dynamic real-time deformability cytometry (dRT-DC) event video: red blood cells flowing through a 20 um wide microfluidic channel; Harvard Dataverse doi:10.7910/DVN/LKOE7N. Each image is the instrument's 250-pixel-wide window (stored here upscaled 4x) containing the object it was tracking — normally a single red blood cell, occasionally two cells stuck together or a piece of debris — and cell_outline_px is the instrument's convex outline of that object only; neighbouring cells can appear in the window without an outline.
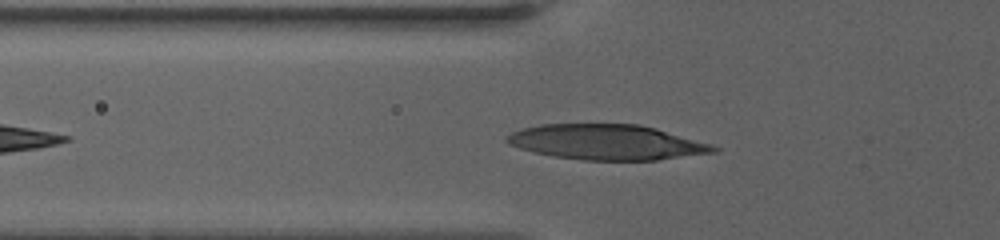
{"species": "human", "species_latin": "Homo sapiens", "temperature_condition": "warm", "stored_images_in_passage": 7, "camera_frame_rate_fps": 3000, "um_per_image_px": 0.085, "donor": {"sex": "female"}, "frame": {"image": 1, "passage_image": 3, "time_ms": 1.333, "image_size_px": [1000, 240], "cell_outline_px": [[720, 148], [716, 152], [656, 160], [584, 160], [552, 156], [532, 152], [508, 144], [504, 140], [504, 136], [520, 128], [540, 124], [640, 124], [656, 128], [712, 144]], "centroid_in_image_um": [51.53, 12.08], "position_along_channel_um": 74.3, "area_um2": 42.66}}
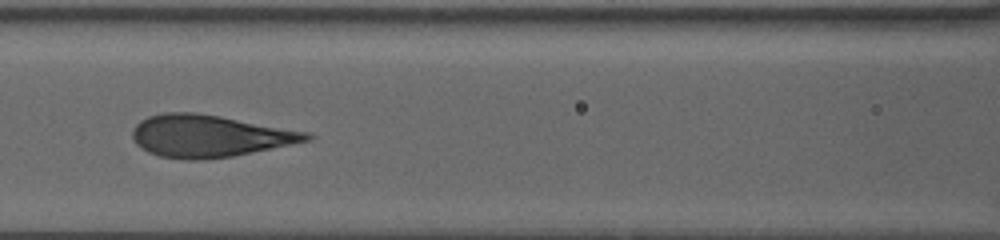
{"frame": {"image": 2, "passage_image": 5, "time_ms": 3.667, "image_size_px": [1000, 240], "cell_outline_px": [[316, 136], [312, 140], [232, 156], [200, 160], [188, 160], [160, 156], [148, 152], [140, 148], [136, 144], [132, 136], [132, 128], [140, 120], [148, 116], [164, 112], [196, 112], [220, 116], [308, 132]], "centroid_in_image_um": [17.77, 11.55], "position_along_channel_um": 148.8, "area_um2": 42.77}}
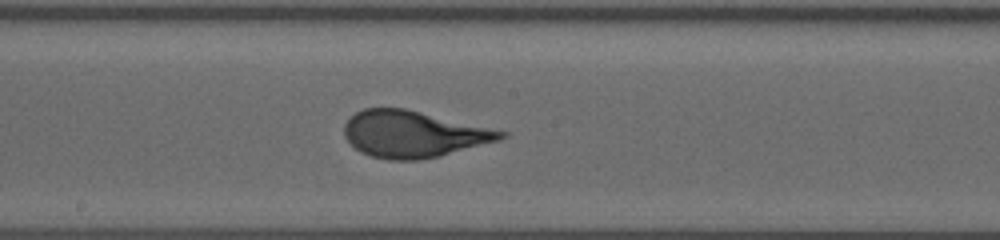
{"frame": {"image": 3, "passage_image": 7, "time_ms": 5.667, "image_size_px": [1000, 240], "cell_outline_px": [[508, 136], [500, 140], [440, 156], [416, 160], [388, 160], [372, 156], [360, 152], [344, 136], [344, 124], [356, 112], [364, 108], [404, 108], [508, 132]], "centroid_in_image_um": [35.13, 11.4], "position_along_channel_um": 213.1, "area_um2": 42.19}}